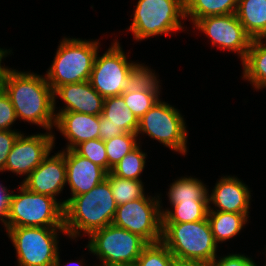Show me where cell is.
Masks as SVG:
<instances>
[{"label":"cell","mask_w":266,"mask_h":266,"mask_svg":"<svg viewBox=\"0 0 266 266\" xmlns=\"http://www.w3.org/2000/svg\"><path fill=\"white\" fill-rule=\"evenodd\" d=\"M0 87L9 96L17 118L51 132L55 125L56 100L44 75L4 67Z\"/></svg>","instance_id":"6da1fadb"},{"label":"cell","mask_w":266,"mask_h":266,"mask_svg":"<svg viewBox=\"0 0 266 266\" xmlns=\"http://www.w3.org/2000/svg\"><path fill=\"white\" fill-rule=\"evenodd\" d=\"M64 202V228L73 239L85 232H92L112 224L117 205L109 180L106 178L91 191L70 197Z\"/></svg>","instance_id":"7a4b0ae2"},{"label":"cell","mask_w":266,"mask_h":266,"mask_svg":"<svg viewBox=\"0 0 266 266\" xmlns=\"http://www.w3.org/2000/svg\"><path fill=\"white\" fill-rule=\"evenodd\" d=\"M161 242L182 266H213L217 243L208 219L162 224Z\"/></svg>","instance_id":"3957f363"},{"label":"cell","mask_w":266,"mask_h":266,"mask_svg":"<svg viewBox=\"0 0 266 266\" xmlns=\"http://www.w3.org/2000/svg\"><path fill=\"white\" fill-rule=\"evenodd\" d=\"M99 45L98 41L62 39L53 63L45 74L52 90L64 84L89 81Z\"/></svg>","instance_id":"277c9868"},{"label":"cell","mask_w":266,"mask_h":266,"mask_svg":"<svg viewBox=\"0 0 266 266\" xmlns=\"http://www.w3.org/2000/svg\"><path fill=\"white\" fill-rule=\"evenodd\" d=\"M20 194H11L5 228H64V202L29 191L22 184Z\"/></svg>","instance_id":"5b68a950"},{"label":"cell","mask_w":266,"mask_h":266,"mask_svg":"<svg viewBox=\"0 0 266 266\" xmlns=\"http://www.w3.org/2000/svg\"><path fill=\"white\" fill-rule=\"evenodd\" d=\"M147 68L133 61L130 63L116 40L102 56L97 53L89 82L103 98L119 96Z\"/></svg>","instance_id":"8992f818"},{"label":"cell","mask_w":266,"mask_h":266,"mask_svg":"<svg viewBox=\"0 0 266 266\" xmlns=\"http://www.w3.org/2000/svg\"><path fill=\"white\" fill-rule=\"evenodd\" d=\"M185 19L183 0H138L133 21L128 28L135 40L183 30L180 21Z\"/></svg>","instance_id":"52a82bcc"},{"label":"cell","mask_w":266,"mask_h":266,"mask_svg":"<svg viewBox=\"0 0 266 266\" xmlns=\"http://www.w3.org/2000/svg\"><path fill=\"white\" fill-rule=\"evenodd\" d=\"M86 246L97 255L100 266L136 265L143 249L149 244L141 236L113 224L92 232Z\"/></svg>","instance_id":"ba28073f"},{"label":"cell","mask_w":266,"mask_h":266,"mask_svg":"<svg viewBox=\"0 0 266 266\" xmlns=\"http://www.w3.org/2000/svg\"><path fill=\"white\" fill-rule=\"evenodd\" d=\"M6 230L15 247L18 266H53L59 253L57 233L66 234L65 228L17 227Z\"/></svg>","instance_id":"9c48e42d"},{"label":"cell","mask_w":266,"mask_h":266,"mask_svg":"<svg viewBox=\"0 0 266 266\" xmlns=\"http://www.w3.org/2000/svg\"><path fill=\"white\" fill-rule=\"evenodd\" d=\"M147 134L182 155L187 153V130L183 116L176 108L159 100L139 120L137 135Z\"/></svg>","instance_id":"30bf717a"},{"label":"cell","mask_w":266,"mask_h":266,"mask_svg":"<svg viewBox=\"0 0 266 266\" xmlns=\"http://www.w3.org/2000/svg\"><path fill=\"white\" fill-rule=\"evenodd\" d=\"M156 198V199H155ZM158 197H143L118 205L112 224L135 233L148 243L162 239L161 201Z\"/></svg>","instance_id":"8fae6325"},{"label":"cell","mask_w":266,"mask_h":266,"mask_svg":"<svg viewBox=\"0 0 266 266\" xmlns=\"http://www.w3.org/2000/svg\"><path fill=\"white\" fill-rule=\"evenodd\" d=\"M193 25L210 38L212 45L236 52L241 61L246 58L252 38L246 33L235 13L206 16Z\"/></svg>","instance_id":"7c38bea8"},{"label":"cell","mask_w":266,"mask_h":266,"mask_svg":"<svg viewBox=\"0 0 266 266\" xmlns=\"http://www.w3.org/2000/svg\"><path fill=\"white\" fill-rule=\"evenodd\" d=\"M46 133L20 134L7 156L4 171L26 175L27 178L53 149L55 136L52 132Z\"/></svg>","instance_id":"4fadbf2b"},{"label":"cell","mask_w":266,"mask_h":266,"mask_svg":"<svg viewBox=\"0 0 266 266\" xmlns=\"http://www.w3.org/2000/svg\"><path fill=\"white\" fill-rule=\"evenodd\" d=\"M49 155L23 180L22 185L31 192L56 198L66 184V163L61 151Z\"/></svg>","instance_id":"5bb4252c"},{"label":"cell","mask_w":266,"mask_h":266,"mask_svg":"<svg viewBox=\"0 0 266 266\" xmlns=\"http://www.w3.org/2000/svg\"><path fill=\"white\" fill-rule=\"evenodd\" d=\"M66 163V184L68 183L71 197L91 191L106 179L107 172L100 166L78 155L74 150L62 151Z\"/></svg>","instance_id":"9a60e30c"},{"label":"cell","mask_w":266,"mask_h":266,"mask_svg":"<svg viewBox=\"0 0 266 266\" xmlns=\"http://www.w3.org/2000/svg\"><path fill=\"white\" fill-rule=\"evenodd\" d=\"M250 190L240 179L232 176L221 177L208 194L209 204L212 202L218 209L209 211H222L229 213L248 214L250 208Z\"/></svg>","instance_id":"2e32d148"},{"label":"cell","mask_w":266,"mask_h":266,"mask_svg":"<svg viewBox=\"0 0 266 266\" xmlns=\"http://www.w3.org/2000/svg\"><path fill=\"white\" fill-rule=\"evenodd\" d=\"M57 96L66 105L59 112H79L96 116L102 114L104 98L89 81L64 84L54 91V98Z\"/></svg>","instance_id":"e0dca14e"},{"label":"cell","mask_w":266,"mask_h":266,"mask_svg":"<svg viewBox=\"0 0 266 266\" xmlns=\"http://www.w3.org/2000/svg\"><path fill=\"white\" fill-rule=\"evenodd\" d=\"M55 127L68 140V150H73L78 144L99 138L100 116L79 112L55 113Z\"/></svg>","instance_id":"ac0fdd59"},{"label":"cell","mask_w":266,"mask_h":266,"mask_svg":"<svg viewBox=\"0 0 266 266\" xmlns=\"http://www.w3.org/2000/svg\"><path fill=\"white\" fill-rule=\"evenodd\" d=\"M151 69L147 68L121 95L135 117H141L160 99L159 81Z\"/></svg>","instance_id":"d6986e66"},{"label":"cell","mask_w":266,"mask_h":266,"mask_svg":"<svg viewBox=\"0 0 266 266\" xmlns=\"http://www.w3.org/2000/svg\"><path fill=\"white\" fill-rule=\"evenodd\" d=\"M235 14L252 39H266V0H239Z\"/></svg>","instance_id":"ffe728a7"},{"label":"cell","mask_w":266,"mask_h":266,"mask_svg":"<svg viewBox=\"0 0 266 266\" xmlns=\"http://www.w3.org/2000/svg\"><path fill=\"white\" fill-rule=\"evenodd\" d=\"M266 40V39H265ZM265 42V43H264ZM242 78L250 81L257 90L266 87V41L252 39L246 58L242 61Z\"/></svg>","instance_id":"44dd1931"},{"label":"cell","mask_w":266,"mask_h":266,"mask_svg":"<svg viewBox=\"0 0 266 266\" xmlns=\"http://www.w3.org/2000/svg\"><path fill=\"white\" fill-rule=\"evenodd\" d=\"M103 125H112L126 133L136 134L139 120L125 104L122 95L104 98L102 114Z\"/></svg>","instance_id":"7402d4cb"},{"label":"cell","mask_w":266,"mask_h":266,"mask_svg":"<svg viewBox=\"0 0 266 266\" xmlns=\"http://www.w3.org/2000/svg\"><path fill=\"white\" fill-rule=\"evenodd\" d=\"M248 214L208 211V222L216 243L238 235L248 221Z\"/></svg>","instance_id":"603a6c76"},{"label":"cell","mask_w":266,"mask_h":266,"mask_svg":"<svg viewBox=\"0 0 266 266\" xmlns=\"http://www.w3.org/2000/svg\"><path fill=\"white\" fill-rule=\"evenodd\" d=\"M174 209L161 211L162 224H178L196 222L207 219L209 211L208 201H187L172 206Z\"/></svg>","instance_id":"cb8c5ba5"},{"label":"cell","mask_w":266,"mask_h":266,"mask_svg":"<svg viewBox=\"0 0 266 266\" xmlns=\"http://www.w3.org/2000/svg\"><path fill=\"white\" fill-rule=\"evenodd\" d=\"M239 0H186L185 18L191 17L194 24L206 16L226 15L236 12Z\"/></svg>","instance_id":"d4e9b609"},{"label":"cell","mask_w":266,"mask_h":266,"mask_svg":"<svg viewBox=\"0 0 266 266\" xmlns=\"http://www.w3.org/2000/svg\"><path fill=\"white\" fill-rule=\"evenodd\" d=\"M197 178L181 177L174 181L168 191L171 206L187 201H208V189Z\"/></svg>","instance_id":"484cf974"},{"label":"cell","mask_w":266,"mask_h":266,"mask_svg":"<svg viewBox=\"0 0 266 266\" xmlns=\"http://www.w3.org/2000/svg\"><path fill=\"white\" fill-rule=\"evenodd\" d=\"M106 178L109 180L113 198L117 206L146 196L142 181L116 177L111 172L107 173Z\"/></svg>","instance_id":"4316f807"},{"label":"cell","mask_w":266,"mask_h":266,"mask_svg":"<svg viewBox=\"0 0 266 266\" xmlns=\"http://www.w3.org/2000/svg\"><path fill=\"white\" fill-rule=\"evenodd\" d=\"M137 137L138 135L134 133H124L104 141L108 157V173L125 155L139 145Z\"/></svg>","instance_id":"83f0119b"},{"label":"cell","mask_w":266,"mask_h":266,"mask_svg":"<svg viewBox=\"0 0 266 266\" xmlns=\"http://www.w3.org/2000/svg\"><path fill=\"white\" fill-rule=\"evenodd\" d=\"M145 159L146 153H143L140 145H138L133 151L125 155L115 167L112 168L111 173L116 177L141 181L139 176L145 168Z\"/></svg>","instance_id":"f1b7e54d"},{"label":"cell","mask_w":266,"mask_h":266,"mask_svg":"<svg viewBox=\"0 0 266 266\" xmlns=\"http://www.w3.org/2000/svg\"><path fill=\"white\" fill-rule=\"evenodd\" d=\"M136 266H182L160 241L149 243L137 259Z\"/></svg>","instance_id":"f546056e"},{"label":"cell","mask_w":266,"mask_h":266,"mask_svg":"<svg viewBox=\"0 0 266 266\" xmlns=\"http://www.w3.org/2000/svg\"><path fill=\"white\" fill-rule=\"evenodd\" d=\"M78 155L89 159L108 173V157L104 140L97 138L84 141L73 149Z\"/></svg>","instance_id":"4dcf8cb0"},{"label":"cell","mask_w":266,"mask_h":266,"mask_svg":"<svg viewBox=\"0 0 266 266\" xmlns=\"http://www.w3.org/2000/svg\"><path fill=\"white\" fill-rule=\"evenodd\" d=\"M16 120L17 116L10 98L0 87V130H11Z\"/></svg>","instance_id":"1f68e13d"},{"label":"cell","mask_w":266,"mask_h":266,"mask_svg":"<svg viewBox=\"0 0 266 266\" xmlns=\"http://www.w3.org/2000/svg\"><path fill=\"white\" fill-rule=\"evenodd\" d=\"M20 134L19 131L0 130V172L4 171L7 156Z\"/></svg>","instance_id":"d6a6232c"},{"label":"cell","mask_w":266,"mask_h":266,"mask_svg":"<svg viewBox=\"0 0 266 266\" xmlns=\"http://www.w3.org/2000/svg\"><path fill=\"white\" fill-rule=\"evenodd\" d=\"M213 266H257L254 260L243 254H230L216 259Z\"/></svg>","instance_id":"836d02e7"},{"label":"cell","mask_w":266,"mask_h":266,"mask_svg":"<svg viewBox=\"0 0 266 266\" xmlns=\"http://www.w3.org/2000/svg\"><path fill=\"white\" fill-rule=\"evenodd\" d=\"M99 138L106 141L111 138H114L120 134L126 133L123 129L112 126V125H103V116L100 115V126H99Z\"/></svg>","instance_id":"e575fe53"},{"label":"cell","mask_w":266,"mask_h":266,"mask_svg":"<svg viewBox=\"0 0 266 266\" xmlns=\"http://www.w3.org/2000/svg\"><path fill=\"white\" fill-rule=\"evenodd\" d=\"M11 193L8 192V189L0 184V220L5 226L6 217L9 211Z\"/></svg>","instance_id":"d590c367"},{"label":"cell","mask_w":266,"mask_h":266,"mask_svg":"<svg viewBox=\"0 0 266 266\" xmlns=\"http://www.w3.org/2000/svg\"><path fill=\"white\" fill-rule=\"evenodd\" d=\"M10 52L11 51H7V50H4V49L0 48V79H1L2 71H3L4 67H5V66H2V64H1L2 59H4V57H6L8 53L10 54Z\"/></svg>","instance_id":"8d00e7d4"},{"label":"cell","mask_w":266,"mask_h":266,"mask_svg":"<svg viewBox=\"0 0 266 266\" xmlns=\"http://www.w3.org/2000/svg\"><path fill=\"white\" fill-rule=\"evenodd\" d=\"M59 257H60V256H59V253H58L57 259H56L55 262L53 263V266H60V258H59ZM79 264H80V266H83L81 261H80V263L78 262V265H77V266H79ZM68 266H69V265H68Z\"/></svg>","instance_id":"74e56055"}]
</instances>
